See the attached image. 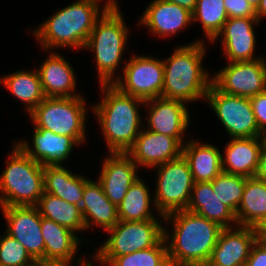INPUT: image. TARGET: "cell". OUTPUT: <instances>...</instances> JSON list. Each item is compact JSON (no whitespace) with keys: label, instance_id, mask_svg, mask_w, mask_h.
I'll return each mask as SVG.
<instances>
[{"label":"cell","instance_id":"cell-46","mask_svg":"<svg viewBox=\"0 0 266 266\" xmlns=\"http://www.w3.org/2000/svg\"><path fill=\"white\" fill-rule=\"evenodd\" d=\"M167 266H192V265H179V264L169 263Z\"/></svg>","mask_w":266,"mask_h":266},{"label":"cell","instance_id":"cell-19","mask_svg":"<svg viewBox=\"0 0 266 266\" xmlns=\"http://www.w3.org/2000/svg\"><path fill=\"white\" fill-rule=\"evenodd\" d=\"M33 132L32 149L29 142L24 140L16 144L42 166L62 165L70 156L72 148L79 145L72 137L54 134L49 130L35 127Z\"/></svg>","mask_w":266,"mask_h":266},{"label":"cell","instance_id":"cell-32","mask_svg":"<svg viewBox=\"0 0 266 266\" xmlns=\"http://www.w3.org/2000/svg\"><path fill=\"white\" fill-rule=\"evenodd\" d=\"M200 21L205 36L212 43L228 20L224 0H197L192 22Z\"/></svg>","mask_w":266,"mask_h":266},{"label":"cell","instance_id":"cell-6","mask_svg":"<svg viewBox=\"0 0 266 266\" xmlns=\"http://www.w3.org/2000/svg\"><path fill=\"white\" fill-rule=\"evenodd\" d=\"M8 160L0 176V207L36 206L44 193V166L17 144Z\"/></svg>","mask_w":266,"mask_h":266},{"label":"cell","instance_id":"cell-1","mask_svg":"<svg viewBox=\"0 0 266 266\" xmlns=\"http://www.w3.org/2000/svg\"><path fill=\"white\" fill-rule=\"evenodd\" d=\"M163 219L173 225L171 235L170 231L167 232L164 229L169 262L179 265L206 266L223 228L188 210L170 213Z\"/></svg>","mask_w":266,"mask_h":266},{"label":"cell","instance_id":"cell-12","mask_svg":"<svg viewBox=\"0 0 266 266\" xmlns=\"http://www.w3.org/2000/svg\"><path fill=\"white\" fill-rule=\"evenodd\" d=\"M266 59L229 62L212 75V84L228 95L252 98L266 91Z\"/></svg>","mask_w":266,"mask_h":266},{"label":"cell","instance_id":"cell-5","mask_svg":"<svg viewBox=\"0 0 266 266\" xmlns=\"http://www.w3.org/2000/svg\"><path fill=\"white\" fill-rule=\"evenodd\" d=\"M118 3L113 2L97 19L84 48L94 51L101 84H113L128 38Z\"/></svg>","mask_w":266,"mask_h":266},{"label":"cell","instance_id":"cell-2","mask_svg":"<svg viewBox=\"0 0 266 266\" xmlns=\"http://www.w3.org/2000/svg\"><path fill=\"white\" fill-rule=\"evenodd\" d=\"M103 99L94 110L107 142L108 153H126L141 132L138 104L145 101L120 92L112 84H101Z\"/></svg>","mask_w":266,"mask_h":266},{"label":"cell","instance_id":"cell-29","mask_svg":"<svg viewBox=\"0 0 266 266\" xmlns=\"http://www.w3.org/2000/svg\"><path fill=\"white\" fill-rule=\"evenodd\" d=\"M40 215L73 232L85 231L81 207L44 192L36 205Z\"/></svg>","mask_w":266,"mask_h":266},{"label":"cell","instance_id":"cell-36","mask_svg":"<svg viewBox=\"0 0 266 266\" xmlns=\"http://www.w3.org/2000/svg\"><path fill=\"white\" fill-rule=\"evenodd\" d=\"M228 18H257L256 10L247 0H224Z\"/></svg>","mask_w":266,"mask_h":266},{"label":"cell","instance_id":"cell-42","mask_svg":"<svg viewBox=\"0 0 266 266\" xmlns=\"http://www.w3.org/2000/svg\"><path fill=\"white\" fill-rule=\"evenodd\" d=\"M259 241L266 242V219L256 228Z\"/></svg>","mask_w":266,"mask_h":266},{"label":"cell","instance_id":"cell-8","mask_svg":"<svg viewBox=\"0 0 266 266\" xmlns=\"http://www.w3.org/2000/svg\"><path fill=\"white\" fill-rule=\"evenodd\" d=\"M164 229L159 220H119L107 230L109 237L93 257L108 266L115 257L156 246L164 238Z\"/></svg>","mask_w":266,"mask_h":266},{"label":"cell","instance_id":"cell-17","mask_svg":"<svg viewBox=\"0 0 266 266\" xmlns=\"http://www.w3.org/2000/svg\"><path fill=\"white\" fill-rule=\"evenodd\" d=\"M109 154L103 162L98 182L105 196L118 207L129 187L139 178L138 166L127 153Z\"/></svg>","mask_w":266,"mask_h":266},{"label":"cell","instance_id":"cell-3","mask_svg":"<svg viewBox=\"0 0 266 266\" xmlns=\"http://www.w3.org/2000/svg\"><path fill=\"white\" fill-rule=\"evenodd\" d=\"M195 41L177 47L172 56L163 60L164 82L161 97L171 100L194 102L206 99L212 78L202 66L206 53L204 42Z\"/></svg>","mask_w":266,"mask_h":266},{"label":"cell","instance_id":"cell-30","mask_svg":"<svg viewBox=\"0 0 266 266\" xmlns=\"http://www.w3.org/2000/svg\"><path fill=\"white\" fill-rule=\"evenodd\" d=\"M2 84L22 101L30 114L46 97L43 93L38 71H17L0 77Z\"/></svg>","mask_w":266,"mask_h":266},{"label":"cell","instance_id":"cell-16","mask_svg":"<svg viewBox=\"0 0 266 266\" xmlns=\"http://www.w3.org/2000/svg\"><path fill=\"white\" fill-rule=\"evenodd\" d=\"M234 227L222 229L206 266H244L258 239L257 230L250 226Z\"/></svg>","mask_w":266,"mask_h":266},{"label":"cell","instance_id":"cell-44","mask_svg":"<svg viewBox=\"0 0 266 266\" xmlns=\"http://www.w3.org/2000/svg\"><path fill=\"white\" fill-rule=\"evenodd\" d=\"M76 262H78V264H80L79 266H92V263H90V261L88 262L87 260L85 261L84 259L82 260L81 258H78V260H76Z\"/></svg>","mask_w":266,"mask_h":266},{"label":"cell","instance_id":"cell-13","mask_svg":"<svg viewBox=\"0 0 266 266\" xmlns=\"http://www.w3.org/2000/svg\"><path fill=\"white\" fill-rule=\"evenodd\" d=\"M7 222L6 233L20 242L34 260L45 262V242L36 206L1 207Z\"/></svg>","mask_w":266,"mask_h":266},{"label":"cell","instance_id":"cell-14","mask_svg":"<svg viewBox=\"0 0 266 266\" xmlns=\"http://www.w3.org/2000/svg\"><path fill=\"white\" fill-rule=\"evenodd\" d=\"M148 110V129L159 134L176 138L182 145L183 135L189 126L190 114L186 104L157 97L145 101Z\"/></svg>","mask_w":266,"mask_h":266},{"label":"cell","instance_id":"cell-27","mask_svg":"<svg viewBox=\"0 0 266 266\" xmlns=\"http://www.w3.org/2000/svg\"><path fill=\"white\" fill-rule=\"evenodd\" d=\"M90 179L74 174L63 165L44 166V192L74 205H81L85 184Z\"/></svg>","mask_w":266,"mask_h":266},{"label":"cell","instance_id":"cell-33","mask_svg":"<svg viewBox=\"0 0 266 266\" xmlns=\"http://www.w3.org/2000/svg\"><path fill=\"white\" fill-rule=\"evenodd\" d=\"M169 263L167 243L165 238H163L156 246L115 257L108 265L167 266Z\"/></svg>","mask_w":266,"mask_h":266},{"label":"cell","instance_id":"cell-10","mask_svg":"<svg viewBox=\"0 0 266 266\" xmlns=\"http://www.w3.org/2000/svg\"><path fill=\"white\" fill-rule=\"evenodd\" d=\"M206 100L230 138L265 137L259 131L250 98L225 94L211 84Z\"/></svg>","mask_w":266,"mask_h":266},{"label":"cell","instance_id":"cell-20","mask_svg":"<svg viewBox=\"0 0 266 266\" xmlns=\"http://www.w3.org/2000/svg\"><path fill=\"white\" fill-rule=\"evenodd\" d=\"M139 24L147 26L150 32L159 37L176 35L192 22V12L175 3L154 0L147 6Z\"/></svg>","mask_w":266,"mask_h":266},{"label":"cell","instance_id":"cell-35","mask_svg":"<svg viewBox=\"0 0 266 266\" xmlns=\"http://www.w3.org/2000/svg\"><path fill=\"white\" fill-rule=\"evenodd\" d=\"M0 236V266H26L34 259L25 247L6 232Z\"/></svg>","mask_w":266,"mask_h":266},{"label":"cell","instance_id":"cell-9","mask_svg":"<svg viewBox=\"0 0 266 266\" xmlns=\"http://www.w3.org/2000/svg\"><path fill=\"white\" fill-rule=\"evenodd\" d=\"M157 168L154 209L162 218L170 213L186 210L191 199L194 180L187 160L179 158L163 163Z\"/></svg>","mask_w":266,"mask_h":266},{"label":"cell","instance_id":"cell-45","mask_svg":"<svg viewBox=\"0 0 266 266\" xmlns=\"http://www.w3.org/2000/svg\"><path fill=\"white\" fill-rule=\"evenodd\" d=\"M247 1L256 10L261 0H247Z\"/></svg>","mask_w":266,"mask_h":266},{"label":"cell","instance_id":"cell-21","mask_svg":"<svg viewBox=\"0 0 266 266\" xmlns=\"http://www.w3.org/2000/svg\"><path fill=\"white\" fill-rule=\"evenodd\" d=\"M48 58L38 68L41 87L45 97L71 98L76 94L73 67L59 53L49 52Z\"/></svg>","mask_w":266,"mask_h":266},{"label":"cell","instance_id":"cell-31","mask_svg":"<svg viewBox=\"0 0 266 266\" xmlns=\"http://www.w3.org/2000/svg\"><path fill=\"white\" fill-rule=\"evenodd\" d=\"M146 183L138 178L127 191L124 199L117 207V215L120 221H146L157 220L153 216L150 204L154 201L150 197Z\"/></svg>","mask_w":266,"mask_h":266},{"label":"cell","instance_id":"cell-37","mask_svg":"<svg viewBox=\"0 0 266 266\" xmlns=\"http://www.w3.org/2000/svg\"><path fill=\"white\" fill-rule=\"evenodd\" d=\"M260 133L266 137V91L250 98Z\"/></svg>","mask_w":266,"mask_h":266},{"label":"cell","instance_id":"cell-24","mask_svg":"<svg viewBox=\"0 0 266 266\" xmlns=\"http://www.w3.org/2000/svg\"><path fill=\"white\" fill-rule=\"evenodd\" d=\"M81 212L85 230L94 226L104 228L105 232L118 222L117 207L105 196L101 184L89 180L85 184L81 202Z\"/></svg>","mask_w":266,"mask_h":266},{"label":"cell","instance_id":"cell-25","mask_svg":"<svg viewBox=\"0 0 266 266\" xmlns=\"http://www.w3.org/2000/svg\"><path fill=\"white\" fill-rule=\"evenodd\" d=\"M186 210L205 217L222 228L233 227V223L238 225L235 213L224 205L218 195L213 192L211 182L194 183Z\"/></svg>","mask_w":266,"mask_h":266},{"label":"cell","instance_id":"cell-40","mask_svg":"<svg viewBox=\"0 0 266 266\" xmlns=\"http://www.w3.org/2000/svg\"><path fill=\"white\" fill-rule=\"evenodd\" d=\"M164 1L175 3L181 7L186 8L190 12L194 11L197 3V0H164Z\"/></svg>","mask_w":266,"mask_h":266},{"label":"cell","instance_id":"cell-4","mask_svg":"<svg viewBox=\"0 0 266 266\" xmlns=\"http://www.w3.org/2000/svg\"><path fill=\"white\" fill-rule=\"evenodd\" d=\"M113 2L115 0H107L100 9L99 0H78L43 22L34 30V36L43 50L59 47L83 49L97 19Z\"/></svg>","mask_w":266,"mask_h":266},{"label":"cell","instance_id":"cell-28","mask_svg":"<svg viewBox=\"0 0 266 266\" xmlns=\"http://www.w3.org/2000/svg\"><path fill=\"white\" fill-rule=\"evenodd\" d=\"M237 224L257 228L266 219V181L246 178L240 205L236 211Z\"/></svg>","mask_w":266,"mask_h":266},{"label":"cell","instance_id":"cell-18","mask_svg":"<svg viewBox=\"0 0 266 266\" xmlns=\"http://www.w3.org/2000/svg\"><path fill=\"white\" fill-rule=\"evenodd\" d=\"M257 18H228L224 23L221 32L212 41L213 43L221 38L223 50L222 53L229 62H244L261 59L254 55L256 47V36L254 32L255 24H258Z\"/></svg>","mask_w":266,"mask_h":266},{"label":"cell","instance_id":"cell-34","mask_svg":"<svg viewBox=\"0 0 266 266\" xmlns=\"http://www.w3.org/2000/svg\"><path fill=\"white\" fill-rule=\"evenodd\" d=\"M211 184L213 192L221 202L236 214L246 185V177L221 172Z\"/></svg>","mask_w":266,"mask_h":266},{"label":"cell","instance_id":"cell-15","mask_svg":"<svg viewBox=\"0 0 266 266\" xmlns=\"http://www.w3.org/2000/svg\"><path fill=\"white\" fill-rule=\"evenodd\" d=\"M182 147L174 137L142 128L133 146L126 153L138 167L152 168L179 158L182 155Z\"/></svg>","mask_w":266,"mask_h":266},{"label":"cell","instance_id":"cell-7","mask_svg":"<svg viewBox=\"0 0 266 266\" xmlns=\"http://www.w3.org/2000/svg\"><path fill=\"white\" fill-rule=\"evenodd\" d=\"M86 103L82 96L46 97L30 114L37 129L70 136L79 145L86 139Z\"/></svg>","mask_w":266,"mask_h":266},{"label":"cell","instance_id":"cell-23","mask_svg":"<svg viewBox=\"0 0 266 266\" xmlns=\"http://www.w3.org/2000/svg\"><path fill=\"white\" fill-rule=\"evenodd\" d=\"M42 236L45 242V262L54 266H71L80 239L72 230L42 217Z\"/></svg>","mask_w":266,"mask_h":266},{"label":"cell","instance_id":"cell-38","mask_svg":"<svg viewBox=\"0 0 266 266\" xmlns=\"http://www.w3.org/2000/svg\"><path fill=\"white\" fill-rule=\"evenodd\" d=\"M244 266H266V242L257 239Z\"/></svg>","mask_w":266,"mask_h":266},{"label":"cell","instance_id":"cell-22","mask_svg":"<svg viewBox=\"0 0 266 266\" xmlns=\"http://www.w3.org/2000/svg\"><path fill=\"white\" fill-rule=\"evenodd\" d=\"M266 137L232 138L222 155V172L254 177L259 164V155Z\"/></svg>","mask_w":266,"mask_h":266},{"label":"cell","instance_id":"cell-41","mask_svg":"<svg viewBox=\"0 0 266 266\" xmlns=\"http://www.w3.org/2000/svg\"><path fill=\"white\" fill-rule=\"evenodd\" d=\"M256 17L260 22V19L266 17V0H261L258 7L256 8Z\"/></svg>","mask_w":266,"mask_h":266},{"label":"cell","instance_id":"cell-26","mask_svg":"<svg viewBox=\"0 0 266 266\" xmlns=\"http://www.w3.org/2000/svg\"><path fill=\"white\" fill-rule=\"evenodd\" d=\"M194 183L211 182L222 172V153L212 144L190 140L182 147Z\"/></svg>","mask_w":266,"mask_h":266},{"label":"cell","instance_id":"cell-39","mask_svg":"<svg viewBox=\"0 0 266 266\" xmlns=\"http://www.w3.org/2000/svg\"><path fill=\"white\" fill-rule=\"evenodd\" d=\"M255 177L266 181V141L263 143L260 151L259 164Z\"/></svg>","mask_w":266,"mask_h":266},{"label":"cell","instance_id":"cell-43","mask_svg":"<svg viewBox=\"0 0 266 266\" xmlns=\"http://www.w3.org/2000/svg\"><path fill=\"white\" fill-rule=\"evenodd\" d=\"M26 266H54V265L41 260H34L32 263Z\"/></svg>","mask_w":266,"mask_h":266},{"label":"cell","instance_id":"cell-11","mask_svg":"<svg viewBox=\"0 0 266 266\" xmlns=\"http://www.w3.org/2000/svg\"><path fill=\"white\" fill-rule=\"evenodd\" d=\"M123 78L113 82L120 92L144 101L161 97L164 82L163 60L149 56L131 57L123 68Z\"/></svg>","mask_w":266,"mask_h":266}]
</instances>
